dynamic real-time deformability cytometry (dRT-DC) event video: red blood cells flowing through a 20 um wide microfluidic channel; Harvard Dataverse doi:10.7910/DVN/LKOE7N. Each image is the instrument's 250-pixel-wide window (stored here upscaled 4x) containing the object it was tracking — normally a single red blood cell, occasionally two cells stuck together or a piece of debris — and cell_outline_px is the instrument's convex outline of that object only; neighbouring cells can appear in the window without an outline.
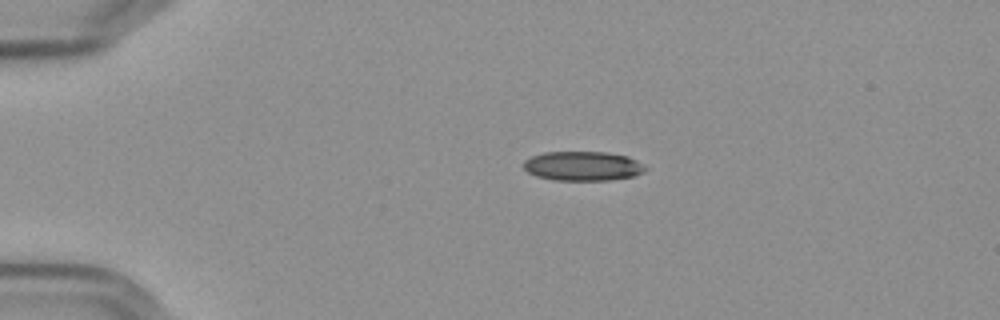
{"species": "Egyptian fruit bat (a non-hibernating species)", "species_latin": "Rousettus aegyptiacus", "temperature_condition": "cold", "stored_images_in_passage": 45, "camera_frame_rate_fps": 3000, "um_per_image_px": 0.085, "frame": {"image": 1, "passage_image": 1, "time_ms": 0.0, "image_size_px": [1000, 320], "cell_outline_px": [[648, 168], [644, 172], [632, 176], [608, 180], [552, 180], [536, 176], [528, 172], [524, 168], [524, 160], [532, 156], [544, 152], [608, 152], [628, 156], [644, 164]], "centroid_in_image_um": [49.55, 14.11], "position_along_channel_um": 35.5, "area_um2": 20.92}}
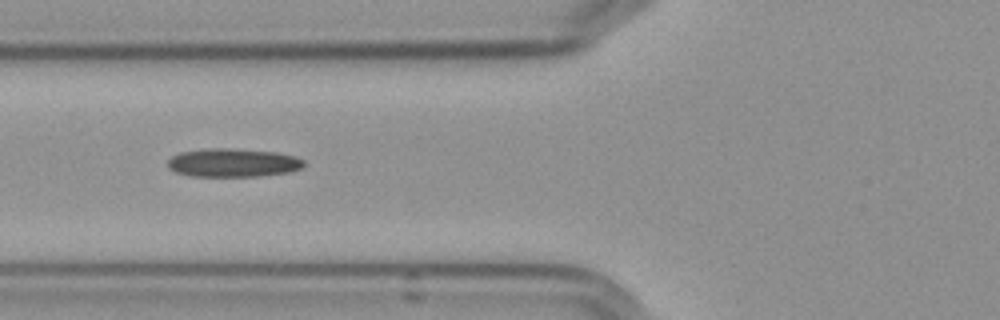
{"frame": {"image": 2, "passage_image": 11, "time_ms": 3.333, "image_size_px": [1000, 320], "cell_outline_px": [[304, 168], [288, 172], [256, 176], [188, 176], [176, 172], [168, 168], [168, 160], [172, 156], [180, 152], [208, 148], [228, 148], [276, 152], [296, 156], [304, 160]], "centroid_in_image_um": [19.8, 13.83], "position_along_channel_um": 106.0, "area_um2": 22.66}}
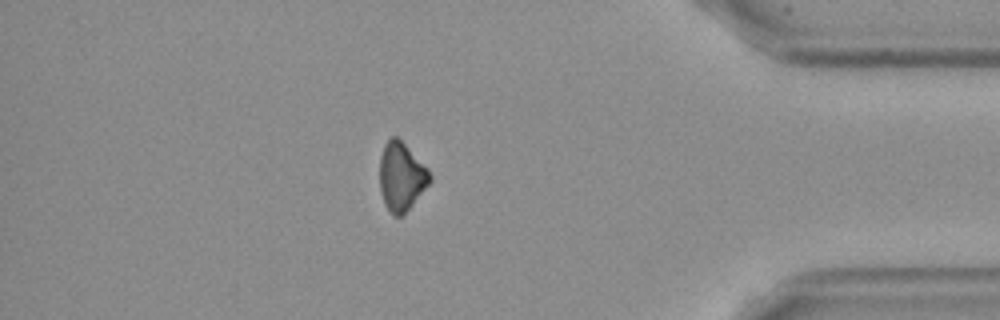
{"frame": {"image": 3, "passage_image": 38, "time_ms": 12.333, "image_size_px": [1000, 320], "cell_outline_px": [[432, 180], [412, 204], [400, 216], [392, 216], [384, 204], [380, 192], [380, 156], [384, 144], [392, 136], [396, 136], [428, 168], [432, 176]], "centroid_in_image_um": [34.1, 15.01], "position_along_channel_um": 401.1, "area_um2": 19.83}}